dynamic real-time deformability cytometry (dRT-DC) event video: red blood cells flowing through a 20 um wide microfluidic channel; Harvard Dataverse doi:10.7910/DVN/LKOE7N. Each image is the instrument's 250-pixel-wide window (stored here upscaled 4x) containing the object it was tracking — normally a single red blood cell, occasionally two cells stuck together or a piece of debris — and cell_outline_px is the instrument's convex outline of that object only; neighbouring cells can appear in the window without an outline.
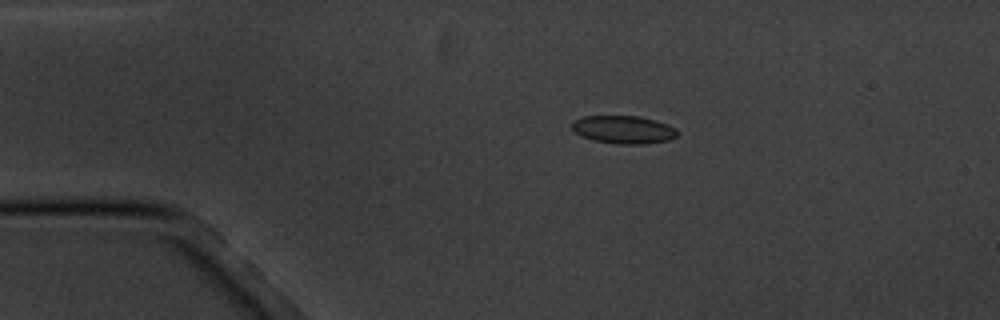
{"species": "common noctule bat (a hibernating species)", "species_latin": "Nyctalus noctula", "temperature_condition": "cold", "stored_images_in_passage": 5, "camera_frame_rate_fps": 3000, "um_per_image_px": 0.085, "animal": {"sex": "male", "body_mass_g": 20.1, "forearm_length_mm": 53.5}, "frame": {"image": 1, "passage_image": 2, "time_ms": 1.333, "image_size_px": [1000, 320], "cell_outline_px": [[676, 136], [668, 140], [644, 144], [620, 144], [592, 140], [580, 136], [572, 132], [572, 120], [584, 116], [640, 116], [656, 120], [668, 124], [676, 128]], "centroid_in_image_um": [52.95, 11.01], "position_along_channel_um": 32.0, "area_um2": 17.34}}
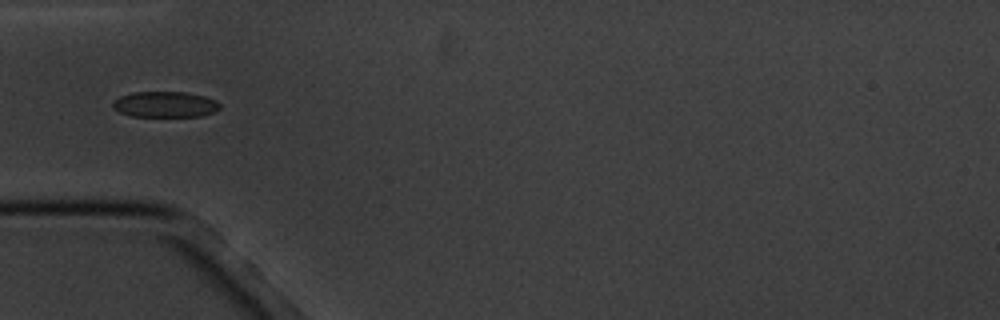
{"frame": {"image": 2, "passage_image": 4, "time_ms": 3.667, "image_size_px": [1000, 320], "cell_outline_px": [[220, 108], [216, 112], [200, 116], [132, 116], [120, 112], [112, 108], [112, 100], [120, 96], [132, 92], [184, 92], [204, 96], [216, 100], [220, 104]], "centroid_in_image_um": [14.02, 8.87], "position_along_channel_um": 71.0, "area_um2": 16.18}}
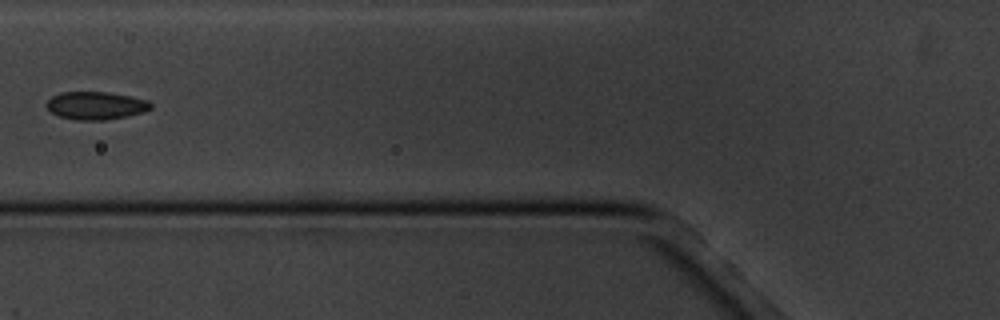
{"frame": {"image": 3, "passage_image": 5, "time_ms": 5.0, "image_size_px": [1000, 320], "cell_outline_px": [[152, 108], [144, 112], [128, 116], [104, 120], [76, 120], [60, 116], [52, 112], [44, 104], [52, 96], [60, 92], [108, 92], [132, 96], [148, 100], [152, 104]], "centroid_in_image_um": [8.17, 8.97], "position_along_channel_um": 117.6, "area_um2": 17.05}}